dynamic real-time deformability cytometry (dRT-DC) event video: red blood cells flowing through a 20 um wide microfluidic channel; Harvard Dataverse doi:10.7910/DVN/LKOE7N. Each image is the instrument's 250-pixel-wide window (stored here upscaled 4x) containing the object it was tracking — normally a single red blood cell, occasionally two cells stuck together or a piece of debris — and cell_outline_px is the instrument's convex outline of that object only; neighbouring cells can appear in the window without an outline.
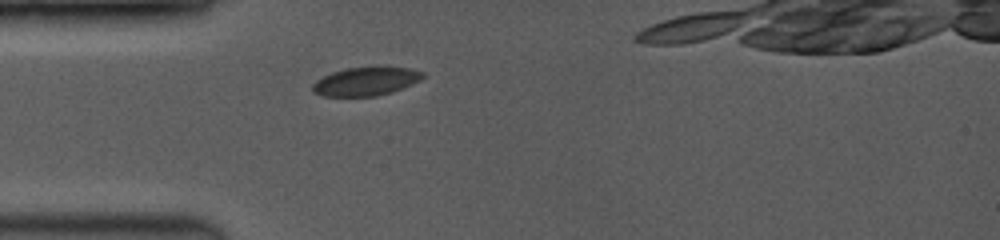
{"species": "common noctule bat (a hibernating species)", "species_latin": "Nyctalus noctula", "temperature_condition": "room temperature", "stored_images_in_passage": 23, "camera_frame_rate_fps": 3500, "um_per_image_px": 0.085, "animal": {"sex": "female", "body_mass_g": 19.0, "forearm_length_mm": 53.3}, "frame": {"image": 1, "passage_image": 1, "time_ms": 0.0, "image_size_px": [1000, 240], "cell_outline_px": [[424, 76], [420, 80], [412, 84], [392, 92], [376, 96], [324, 96], [312, 92], [312, 84], [316, 80], [332, 72], [344, 68], [408, 68], [424, 72]], "centroid_in_image_um": [31.06, 6.93], "position_along_channel_um": 53.9, "area_um2": 18.03}}
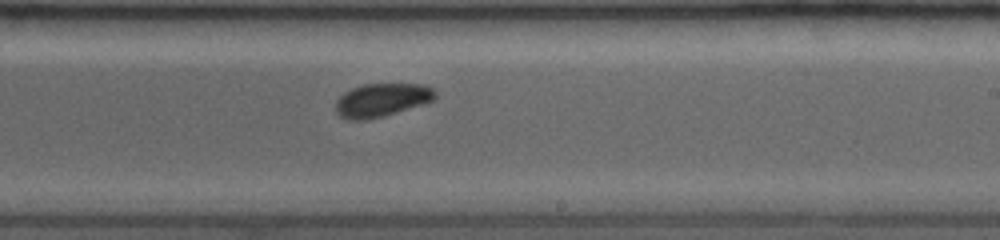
{"frame": {"image": 2, "passage_image": 13, "time_ms": 5.143, "image_size_px": [1000, 240], "cell_outline_px": [[436, 96], [432, 100], [384, 116], [364, 120], [348, 120], [340, 116], [336, 112], [336, 100], [344, 92], [352, 88], [364, 84], [424, 84], [432, 88], [436, 92]], "centroid_in_image_um": [32.41, 8.5], "position_along_channel_um": 256.6, "area_um2": 19.13}}
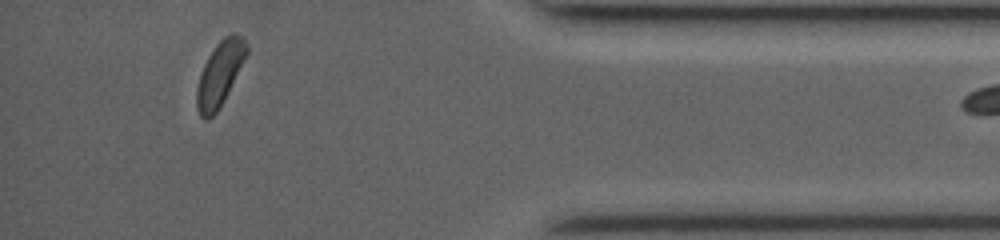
{"frame": {"image": 3, "passage_image": 22, "time_ms": 9.714, "image_size_px": [1000, 240], "cell_outline_px": [[248, 52], [224, 100], [216, 112], [208, 120], [204, 120], [200, 116], [196, 108], [196, 88], [200, 72], [208, 56], [216, 44], [224, 36], [232, 32], [240, 36], [244, 40], [248, 48]], "centroid_in_image_um": [18.65, 6.28], "position_along_channel_um": 416.6, "area_um2": 18.61}}